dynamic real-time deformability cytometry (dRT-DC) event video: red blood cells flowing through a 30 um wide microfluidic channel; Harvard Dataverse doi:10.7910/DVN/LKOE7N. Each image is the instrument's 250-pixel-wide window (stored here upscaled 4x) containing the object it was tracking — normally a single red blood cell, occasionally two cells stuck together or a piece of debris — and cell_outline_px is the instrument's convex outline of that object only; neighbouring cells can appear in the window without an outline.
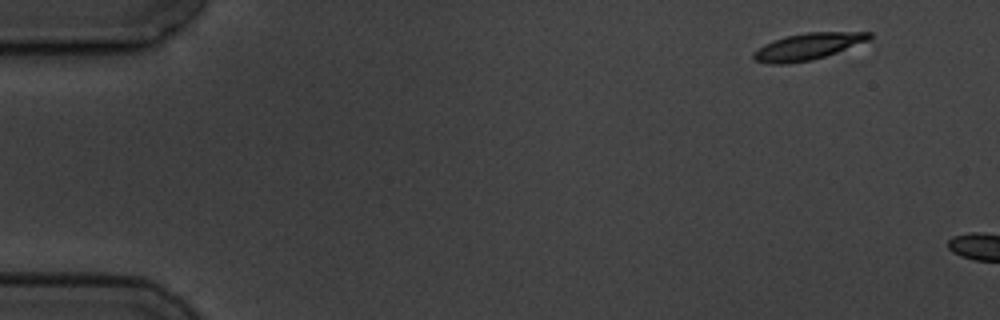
{"species": "common noctule bat (a hibernating species)", "species_latin": "Nyctalus noctula", "temperature_condition": "cold", "stored_images_in_passage": 2, "camera_frame_rate_fps": 3000, "um_per_image_px": 0.085, "animal": {"sex": "male", "body_mass_g": 19.5, "forearm_length_mm": 54.6}, "frame": {"image": 1, "passage_image": 1, "time_ms": 0.0, "image_size_px": [1000, 320], "cell_outline_px": [[872, 40], [812, 60], [784, 64], [772, 64], [756, 60], [752, 56], [752, 52], [764, 44], [772, 40], [804, 32], [872, 32]], "centroid_in_image_um": [68.68, 3.94], "position_along_channel_um": 16.3, "area_um2": 17.98}}